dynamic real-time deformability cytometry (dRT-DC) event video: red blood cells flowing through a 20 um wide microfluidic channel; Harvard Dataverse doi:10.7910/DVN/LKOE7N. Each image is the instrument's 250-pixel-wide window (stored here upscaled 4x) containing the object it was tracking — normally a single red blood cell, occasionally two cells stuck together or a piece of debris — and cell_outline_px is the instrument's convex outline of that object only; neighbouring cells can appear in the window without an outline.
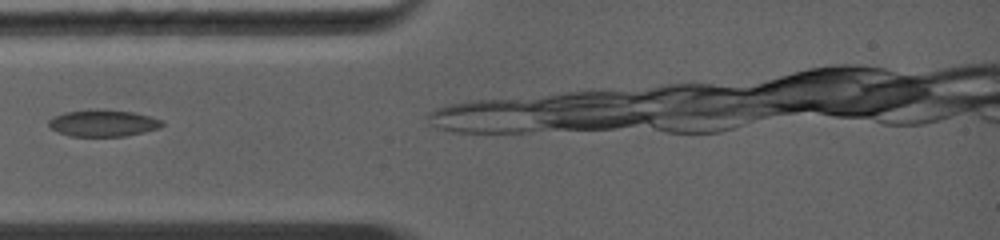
{"species": "common noctule bat (a hibernating species)", "species_latin": "Nyctalus noctula", "temperature_condition": "warm", "stored_images_in_passage": 6, "camera_frame_rate_fps": 5000, "um_per_image_px": 0.085, "animal": {"sex": "female", "body_mass_g": 19.0, "forearm_length_mm": 56.7}, "frame": {"image": 1, "passage_image": 2, "time_ms": 0.8, "image_size_px": [1000, 240], "cell_outline_px": [[164, 124], [160, 128], [144, 132], [124, 136], [68, 136], [52, 128], [48, 124], [48, 120], [52, 116], [64, 112], [96, 108], [104, 108], [132, 112], [164, 120]], "centroid_in_image_um": [8.76, 10.44], "position_along_channel_um": 76.2, "area_um2": 17.92}}